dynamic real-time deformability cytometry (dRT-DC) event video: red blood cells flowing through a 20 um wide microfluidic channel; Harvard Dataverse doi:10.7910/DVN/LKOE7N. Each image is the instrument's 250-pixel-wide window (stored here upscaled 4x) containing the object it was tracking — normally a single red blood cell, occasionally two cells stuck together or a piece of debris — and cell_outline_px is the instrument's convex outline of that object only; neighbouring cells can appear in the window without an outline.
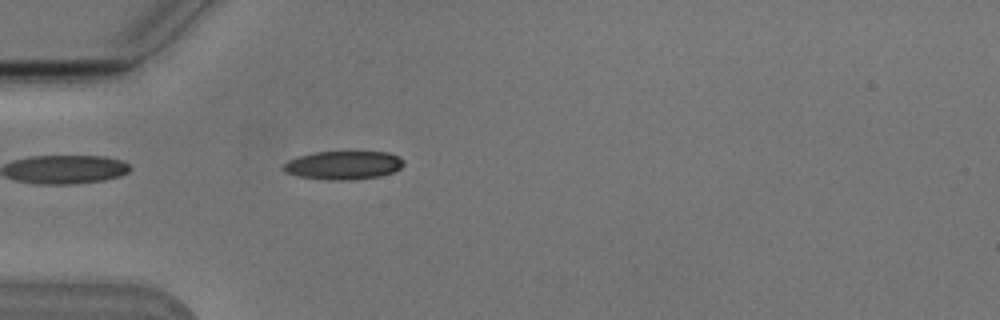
{"species": "Egyptian fruit bat (a non-hibernating species)", "species_latin": "Rousettus aegyptiacus", "temperature_condition": "cold", "stored_images_in_passage": 1, "camera_frame_rate_fps": 3000, "um_per_image_px": 0.085, "animal": {"sex": "male"}, "frame": {"image": 1, "passage_image": 1, "time_ms": 0.0, "image_size_px": [1000, 320], "cell_outline_px": [[404, 164], [400, 168], [392, 172], [380, 176], [348, 180], [328, 180], [300, 176], [284, 172], [280, 168], [288, 160], [296, 156], [316, 152], [388, 152], [400, 156], [404, 160]], "centroid_in_image_um": [29.17, 14.03], "position_along_channel_um": 55.8, "area_um2": 20.06}}